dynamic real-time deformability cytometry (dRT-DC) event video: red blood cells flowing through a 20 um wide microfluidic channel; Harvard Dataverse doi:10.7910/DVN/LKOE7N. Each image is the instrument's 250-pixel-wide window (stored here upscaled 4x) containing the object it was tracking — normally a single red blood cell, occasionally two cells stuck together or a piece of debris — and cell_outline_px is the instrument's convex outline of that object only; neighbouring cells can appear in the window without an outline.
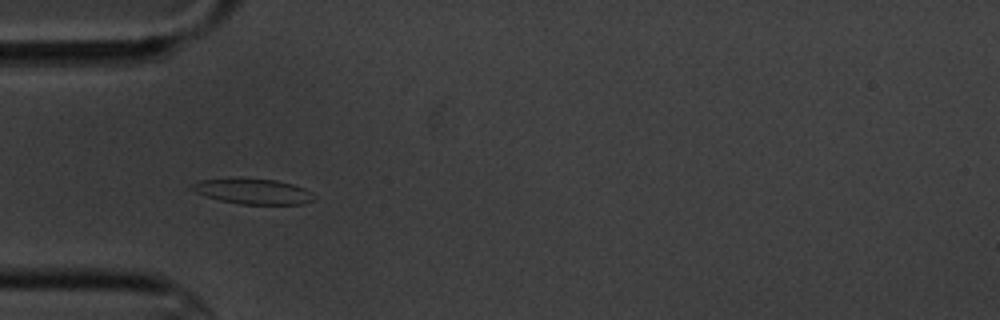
{"species": "common noctule bat (a hibernating species)", "species_latin": "Nyctalus noctula", "temperature_condition": "cold", "stored_images_in_passage": 5, "camera_frame_rate_fps": 3000, "um_per_image_px": 0.085, "animal": {"sex": "male", "body_mass_g": 20.1, "forearm_length_mm": 53.5}, "frame": {"image": 1, "passage_image": 4, "time_ms": 3.667, "image_size_px": [1000, 320], "cell_outline_px": [[316, 196], [312, 200], [304, 204], [240, 204], [220, 200], [196, 192], [188, 188], [192, 184], [200, 180], [240, 176], [276, 180], [292, 184], [304, 188], [312, 192]], "centroid_in_image_um": [21.49, 16.23], "position_along_channel_um": 63.5, "area_um2": 18.5}}